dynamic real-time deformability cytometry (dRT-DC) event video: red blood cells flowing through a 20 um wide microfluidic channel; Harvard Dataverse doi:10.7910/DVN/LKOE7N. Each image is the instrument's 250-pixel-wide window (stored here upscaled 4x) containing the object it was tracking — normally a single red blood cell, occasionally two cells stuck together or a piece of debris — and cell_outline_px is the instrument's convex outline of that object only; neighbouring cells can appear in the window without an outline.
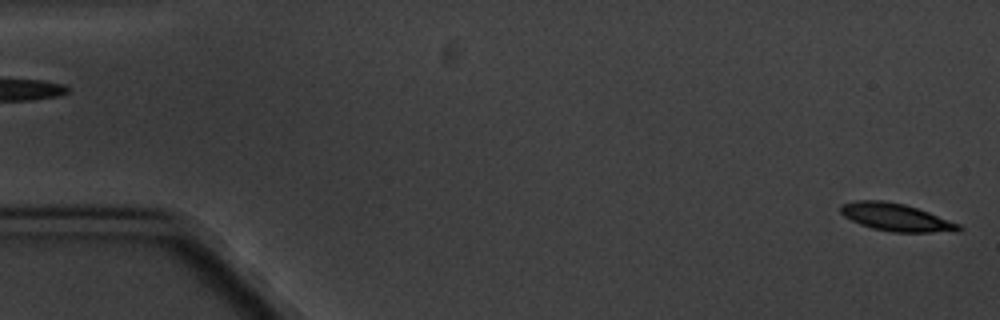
{"species": "common noctule bat (a hibernating species)", "species_latin": "Nyctalus noctula", "temperature_condition": "cold", "stored_images_in_passage": 2, "segment_of_instrument_passage": [2, 2], "camera_frame_rate_fps": 3000, "um_per_image_px": 0.085, "animal": {"sex": "male", "body_mass_g": 20.1, "forearm_length_mm": 53.5}, "frame": {"image": 1, "passage_image": 2, "time_ms": 1.0, "image_size_px": [1000, 320], "cell_outline_px": [[964, 228], [960, 232], [892, 232], [872, 228], [860, 224], [844, 216], [840, 212], [840, 204], [856, 200], [884, 200], [904, 204], [928, 212], [960, 224]], "centroid_in_image_um": [76.18, 18.47], "position_along_channel_um": 8.8, "area_um2": 19.07}}